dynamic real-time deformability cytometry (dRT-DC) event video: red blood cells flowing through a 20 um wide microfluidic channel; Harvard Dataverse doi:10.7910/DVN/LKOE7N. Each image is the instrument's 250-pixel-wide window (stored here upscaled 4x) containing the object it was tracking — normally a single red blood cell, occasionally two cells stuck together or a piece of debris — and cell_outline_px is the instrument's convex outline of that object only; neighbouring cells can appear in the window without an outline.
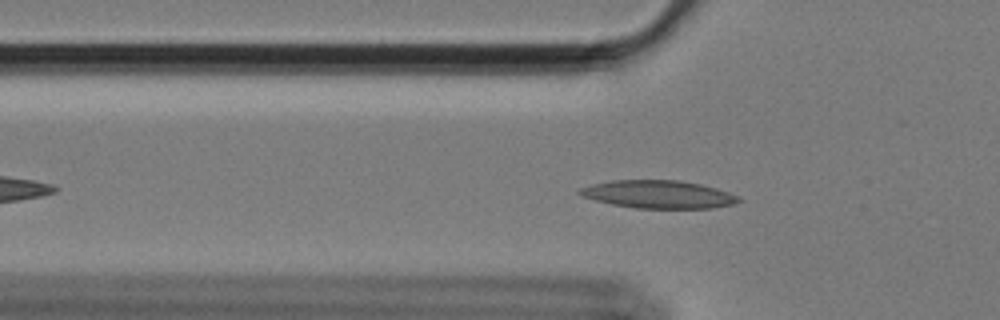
{"species": "Egyptian fruit bat (a non-hibernating species)", "species_latin": "Rousettus aegyptiacus", "temperature_condition": "cold", "stored_images_in_passage": 38, "camera_frame_rate_fps": 3000, "um_per_image_px": 0.085, "animal": {"sex": "female"}, "frame": {"image": 1, "passage_image": 11, "time_ms": 3.333, "image_size_px": [1000, 320], "cell_outline_px": [[744, 200], [732, 204], [712, 208], [636, 208], [612, 204], [596, 200], [584, 196], [576, 192], [580, 188], [592, 184], [612, 180], [676, 180], [700, 184], [716, 188], [740, 196]], "centroid_in_image_um": [55.99, 16.52], "position_along_channel_um": 69.8, "area_um2": 25.72}}
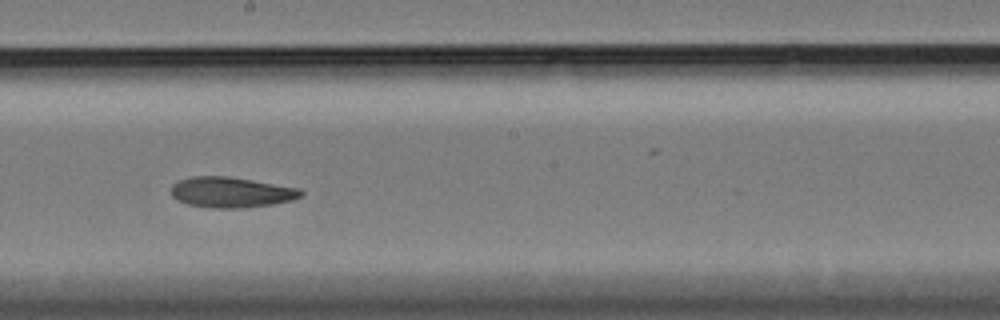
{"frame": {"image": 2, "passage_image": 25, "time_ms": 8.0, "image_size_px": [1000, 320], "cell_outline_px": [[304, 192], [300, 196], [292, 200], [272, 204], [248, 208], [212, 208], [188, 204], [172, 196], [172, 184], [180, 180], [192, 176], [228, 176], [300, 188]], "centroid_in_image_um": [19.67, 16.34], "position_along_channel_um": 228.5, "area_um2": 23.0}}
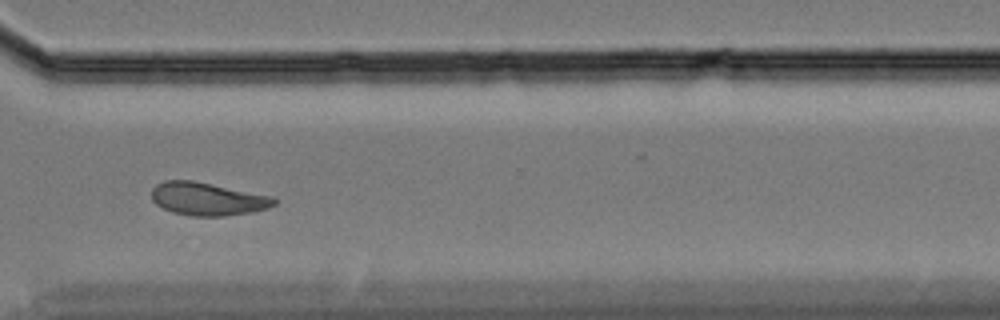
{"frame": {"image": 3, "passage_image": 36, "time_ms": 11.667, "image_size_px": [1000, 320], "cell_outline_px": [[276, 204], [268, 208], [252, 212], [224, 216], [192, 216], [172, 212], [156, 204], [152, 200], [152, 188], [156, 184], [164, 180], [192, 180], [272, 196], [276, 200]], "centroid_in_image_um": [17.63, 16.91], "position_along_channel_um": 353.0, "area_um2": 23.52}, "authors_computed_cell_mechanics": {"area_um2": 23.2067, "velocity_mm_per_s": 3.3964, "shape_relaxation_time_tau1_ms": null, "shape_relaxation_time_tau2_ms": 6.3408, "deformation_change_tau1": null, "deformation_change_tau2": 0.1154}}